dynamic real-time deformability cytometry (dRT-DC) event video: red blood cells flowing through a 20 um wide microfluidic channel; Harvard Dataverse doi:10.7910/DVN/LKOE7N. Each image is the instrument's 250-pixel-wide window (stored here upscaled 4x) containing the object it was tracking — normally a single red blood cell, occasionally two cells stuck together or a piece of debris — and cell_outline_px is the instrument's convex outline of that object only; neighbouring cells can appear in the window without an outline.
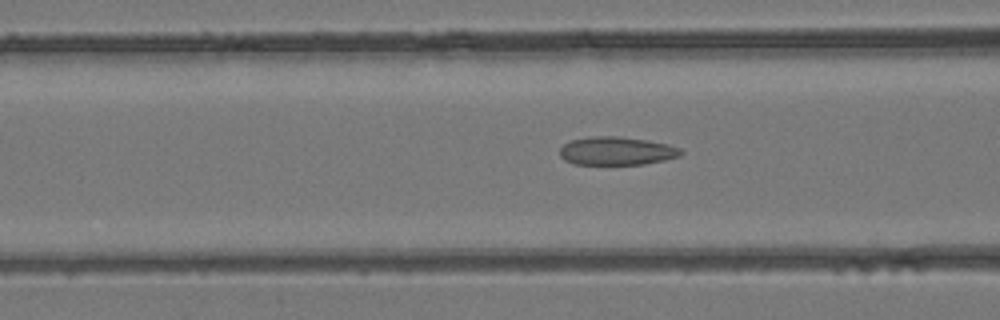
{"species": "common noctule bat (a hibernating species)", "species_latin": "Nyctalus noctula", "temperature_condition": "room temperature", "stored_images_in_passage": 5, "segment_of_instrument_passage": [2, 2], "camera_frame_rate_fps": 3000, "um_per_image_px": 0.085, "animal": {"sex": "female", "body_mass_g": 24.6, "forearm_length_mm": 56.2}, "frame": {"image": 1, "passage_image": 5, "time_ms": 1.333, "image_size_px": [1000, 320], "cell_outline_px": [[684, 152], [680, 156], [664, 160], [644, 164], [572, 164], [564, 160], [560, 156], [560, 148], [564, 144], [572, 140], [592, 136], [620, 136], [668, 144], [680, 148]], "centroid_in_image_um": [52.41, 12.83], "position_along_channel_um": 114.2, "area_um2": 19.94}}